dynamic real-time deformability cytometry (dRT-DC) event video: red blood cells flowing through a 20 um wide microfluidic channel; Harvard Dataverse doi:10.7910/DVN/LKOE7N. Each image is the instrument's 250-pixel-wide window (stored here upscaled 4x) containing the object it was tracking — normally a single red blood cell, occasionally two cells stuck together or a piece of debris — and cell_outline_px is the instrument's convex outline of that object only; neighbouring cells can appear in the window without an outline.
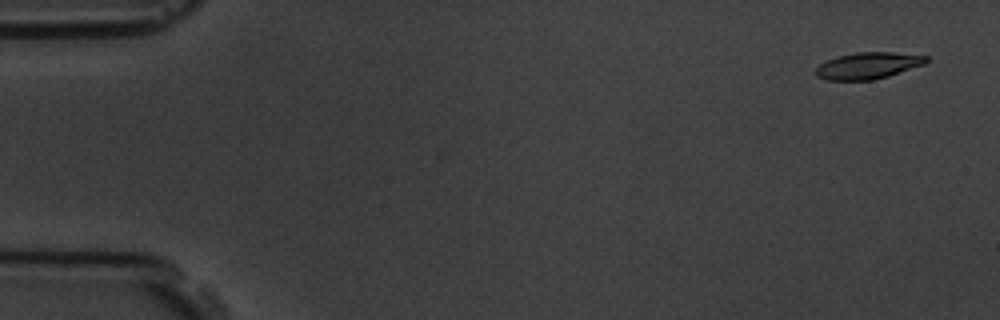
{"species": "common noctule bat (a hibernating species)", "species_latin": "Nyctalus noctula", "temperature_condition": "room temperature", "stored_images_in_passage": 2, "camera_frame_rate_fps": 3000, "um_per_image_px": 0.085, "animal": {"sex": "male", "body_mass_g": 19.5, "forearm_length_mm": 54.6}, "frame": {"image": 1, "passage_image": 2, "time_ms": 1.333, "image_size_px": [1000, 320], "cell_outline_px": [[928, 60], [924, 64], [888, 76], [872, 80], [828, 80], [816, 76], [816, 68], [820, 64], [828, 60], [840, 56], [856, 52], [892, 52], [928, 56]], "centroid_in_image_um": [73.79, 5.58], "position_along_channel_um": 11.2, "area_um2": 16.88}}